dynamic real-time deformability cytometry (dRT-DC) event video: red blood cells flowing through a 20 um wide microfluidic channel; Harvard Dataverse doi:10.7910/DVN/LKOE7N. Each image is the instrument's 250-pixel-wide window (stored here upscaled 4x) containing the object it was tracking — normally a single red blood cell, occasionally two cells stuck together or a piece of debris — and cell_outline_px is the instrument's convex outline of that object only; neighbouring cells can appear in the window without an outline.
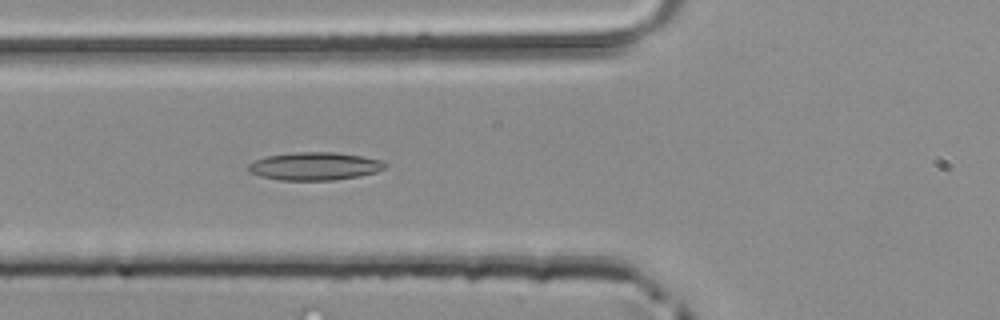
{"species": "common noctule bat (a hibernating species)", "species_latin": "Nyctalus noctula", "temperature_condition": "room temperature", "stored_images_in_passage": 47, "camera_frame_rate_fps": 3000, "um_per_image_px": 0.085, "animal": {"sex": "male", "body_mass_g": 20.4}, "frame": {"image": 1, "passage_image": 16, "time_ms": 5.0, "image_size_px": [1000, 320], "cell_outline_px": [[388, 164], [384, 168], [376, 172], [360, 176], [332, 180], [280, 180], [260, 176], [248, 172], [248, 164], [256, 160], [268, 156], [292, 152], [332, 152], [360, 156], [384, 160]], "centroid_in_image_um": [26.76, 14.13], "position_along_channel_um": 99.0, "area_um2": 22.25}}
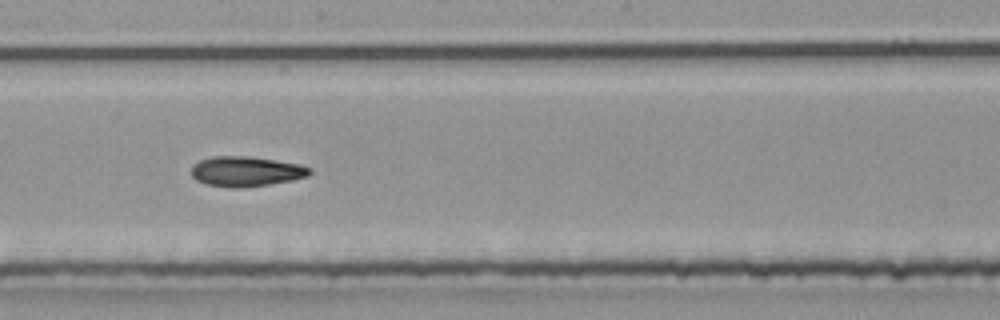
{"frame": {"image": 2, "passage_image": 25, "time_ms": 8.0, "image_size_px": [1000, 320], "cell_outline_px": [[312, 172], [308, 176], [292, 180], [268, 184], [232, 188], [208, 184], [196, 180], [192, 176], [192, 164], [200, 160], [212, 156], [248, 156], [296, 164], [312, 168]], "centroid_in_image_um": [20.89, 14.56], "position_along_channel_um": 227.3, "area_um2": 20.4}}
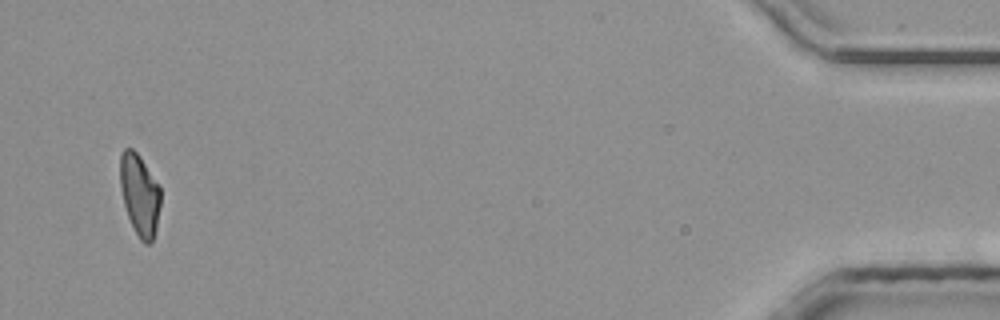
{"frame": {"image": 3, "passage_image": 45, "time_ms": 14.667, "image_size_px": [1000, 320], "cell_outline_px": [[160, 204], [156, 228], [152, 240], [148, 244], [144, 244], [140, 240], [128, 216], [124, 204], [120, 188], [120, 152], [124, 148], [132, 148], [140, 156], [160, 188]], "centroid_in_image_um": [11.85, 16.53], "position_along_channel_um": 423.3, "area_um2": 19.02}}